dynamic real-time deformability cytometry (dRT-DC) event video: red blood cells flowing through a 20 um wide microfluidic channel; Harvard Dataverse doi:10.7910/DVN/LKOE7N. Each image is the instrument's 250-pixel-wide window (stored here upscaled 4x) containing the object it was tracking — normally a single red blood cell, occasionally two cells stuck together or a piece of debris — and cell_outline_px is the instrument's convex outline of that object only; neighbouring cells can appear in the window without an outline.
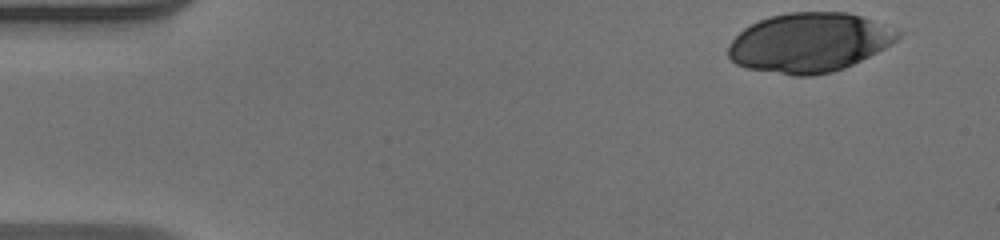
{"species": "human", "species_latin": "Homo sapiens", "temperature_condition": "warm", "stored_images_in_passage": 48, "camera_frame_rate_fps": 3000, "um_per_image_px": 0.085, "donor": {"sex": "male"}, "frame": {"image": 1, "passage_image": 1, "time_ms": 0.0, "image_size_px": [1000, 240], "cell_outline_px": [[904, 32], [892, 44], [844, 68], [832, 72], [812, 76], [792, 76], [748, 68], [736, 64], [728, 56], [728, 44], [744, 28], [760, 20], [772, 16], [788, 12], [848, 12], [872, 20]], "centroid_in_image_um": [68.79, 3.62], "position_along_channel_um": 16.2, "area_um2": 58.44}}